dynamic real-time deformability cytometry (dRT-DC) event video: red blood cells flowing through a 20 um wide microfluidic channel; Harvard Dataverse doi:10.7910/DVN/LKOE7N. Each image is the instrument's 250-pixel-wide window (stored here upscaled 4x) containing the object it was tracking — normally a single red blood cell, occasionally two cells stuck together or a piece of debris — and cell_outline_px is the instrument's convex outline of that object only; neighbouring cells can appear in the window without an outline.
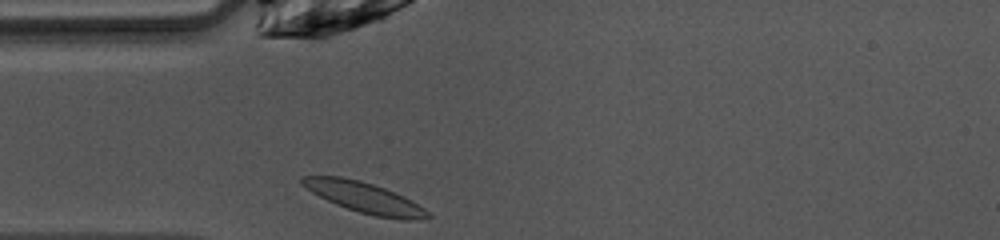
{"species": "common noctule bat (a hibernating species)", "species_latin": "Nyctalus noctula", "temperature_condition": "warm", "stored_images_in_passage": 27, "camera_frame_rate_fps": 3000, "um_per_image_px": 0.085, "animal": {"sex": "female", "body_mass_g": 10.0, "forearm_length_mm": 53.1}, "frame": {"image": 1, "passage_image": 1, "time_ms": 0.0, "image_size_px": [1000, 240], "cell_outline_px": [[432, 216], [416, 220], [400, 220], [376, 216], [360, 212], [336, 204], [312, 192], [300, 184], [300, 176], [340, 176], [360, 180], [384, 188], [404, 196], [412, 200], [424, 208]], "centroid_in_image_um": [30.98, 16.79], "position_along_channel_um": 54.0, "area_um2": 22.25}}
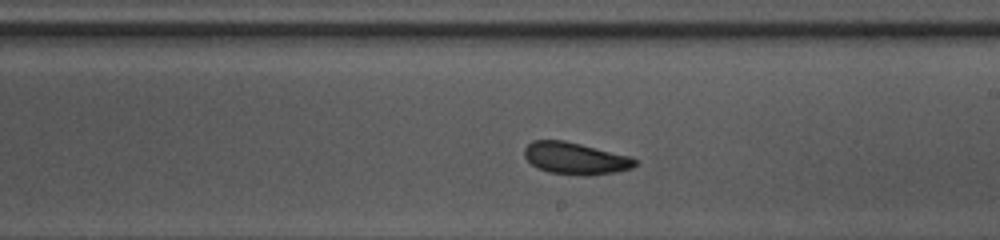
{"frame": {"image": 2, "passage_image": 15, "time_ms": 4.667, "image_size_px": [1000, 240], "cell_outline_px": [[636, 164], [632, 168], [616, 172], [588, 176], [580, 176], [548, 172], [536, 168], [524, 156], [524, 148], [532, 140], [564, 140], [632, 156], [636, 160]], "centroid_in_image_um": [48.91, 13.47], "position_along_channel_um": 240.1, "area_um2": 20.87}}
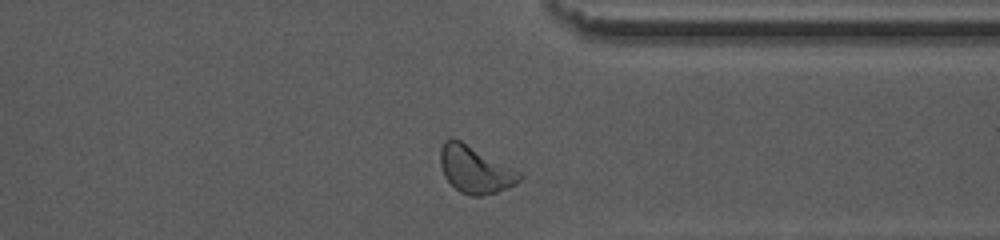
{"frame": {"image": 3, "passage_image": 25, "time_ms": 8.0, "image_size_px": [1000, 240], "cell_outline_px": [[524, 176], [516, 184], [508, 188], [484, 196], [472, 196], [460, 192], [444, 176], [440, 164], [440, 148], [444, 140], [452, 136], [460, 140], [520, 172]], "centroid_in_image_um": [40.36, 14.41], "position_along_channel_um": 371.0, "area_um2": 21.68}, "authors_computed_cell_mechanics": {"area_um2": 20.519, "velocity_mm_per_s": 4.0199, "shape_relaxation_time_tau1_ms": 1.4471, "shape_relaxation_time_tau2_ms": 1.7089, "deformation_change_tau1": 0.0996, "deformation_change_tau2": 0.0791}}